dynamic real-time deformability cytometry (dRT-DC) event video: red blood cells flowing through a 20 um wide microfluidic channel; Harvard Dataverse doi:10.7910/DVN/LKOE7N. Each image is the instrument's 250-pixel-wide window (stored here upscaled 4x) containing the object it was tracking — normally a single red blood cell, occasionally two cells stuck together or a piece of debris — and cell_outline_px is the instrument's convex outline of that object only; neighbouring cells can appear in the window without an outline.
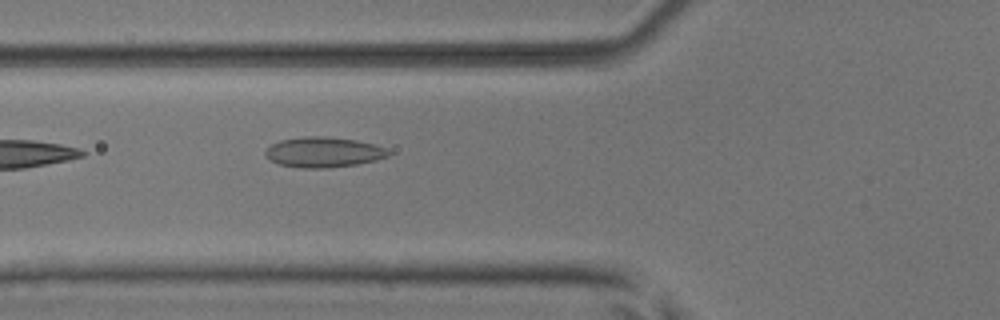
{"species": "common noctule bat (a hibernating species)", "species_latin": "Nyctalus noctula", "temperature_condition": "room temperature", "stored_images_in_passage": 5, "camera_frame_rate_fps": 3000, "um_per_image_px": 0.085, "animal": {"sex": "male", "body_mass_g": 17.9, "forearm_length_mm": 54.2}, "frame": {"image": 1, "passage_image": 5, "time_ms": 1.333, "image_size_px": [1000, 320], "cell_outline_px": [[392, 152], [388, 156], [376, 160], [356, 164], [324, 168], [300, 168], [280, 164], [268, 160], [264, 156], [264, 152], [272, 144], [280, 140], [304, 136], [324, 136], [356, 140], [376, 144], [388, 148]], "centroid_in_image_um": [27.51, 12.93], "position_along_channel_um": 98.3, "area_um2": 21.91}}